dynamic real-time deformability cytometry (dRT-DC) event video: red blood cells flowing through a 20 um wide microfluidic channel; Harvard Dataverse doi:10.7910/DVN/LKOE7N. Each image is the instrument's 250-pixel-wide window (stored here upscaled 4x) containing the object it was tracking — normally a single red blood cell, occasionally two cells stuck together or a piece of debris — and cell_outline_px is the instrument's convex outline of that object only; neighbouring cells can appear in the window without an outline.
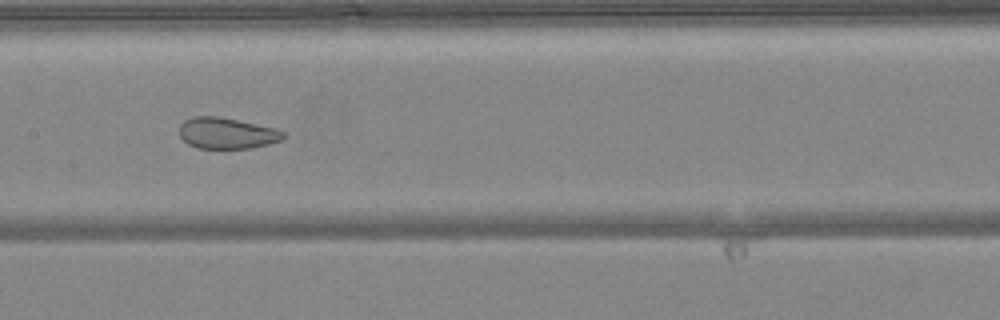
{"species": "common noctule bat (a hibernating species)", "species_latin": "Nyctalus noctula", "temperature_condition": "warm", "stored_images_in_passage": 49, "camera_frame_rate_fps": 3000, "um_per_image_px": 0.085, "animal": {"sex": "female", "body_mass_g": 24.6, "forearm_length_mm": 56.2}, "frame": {"image": 1, "passage_image": 24, "time_ms": 7.667, "image_size_px": [1000, 320], "cell_outline_px": [[284, 136], [280, 140], [268, 144], [252, 148], [196, 148], [188, 144], [180, 136], [180, 124], [184, 120], [192, 116], [216, 116], [276, 128], [284, 132]], "centroid_in_image_um": [19.25, 11.32], "position_along_channel_um": 188.2, "area_um2": 18.73}}
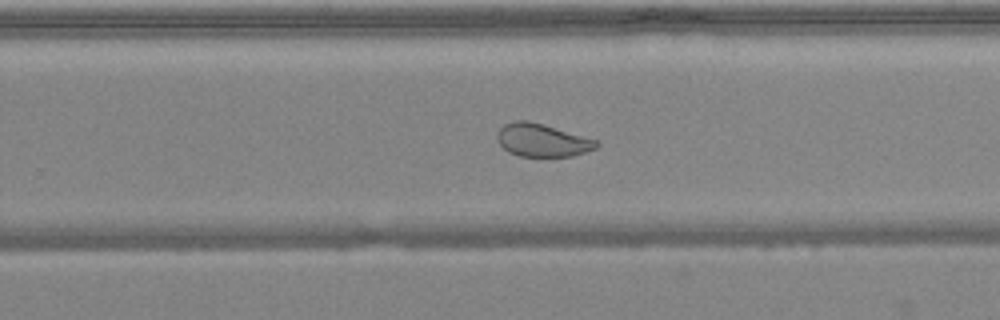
{"frame": {"image": 2, "passage_image": 31, "time_ms": 10.0, "image_size_px": [1000, 320], "cell_outline_px": [[600, 144], [596, 148], [572, 156], [520, 156], [508, 152], [500, 144], [496, 136], [500, 128], [504, 124], [512, 120], [528, 120], [544, 124], [600, 140]], "centroid_in_image_um": [46.11, 11.9], "position_along_channel_um": 283.7, "area_um2": 19.25}}
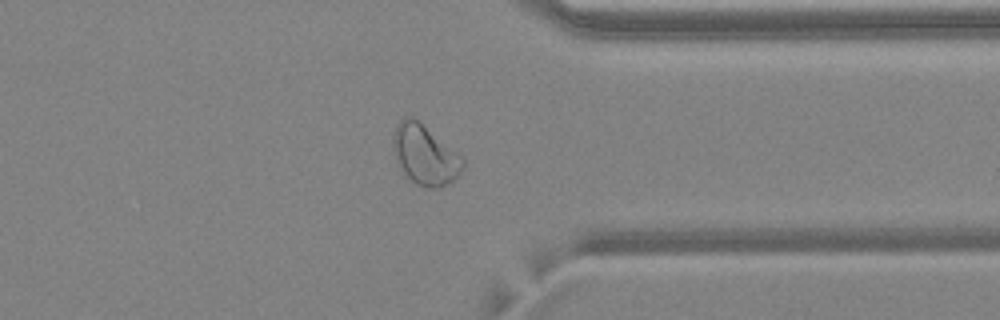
{"frame": {"image": 3, "passage_image": 38, "time_ms": 12.333, "image_size_px": [1000, 320], "cell_outline_px": [[464, 168], [452, 180], [440, 188], [424, 188], [416, 184], [404, 172], [392, 152], [392, 140], [396, 124], [404, 116], [412, 116], [460, 156], [464, 160]], "centroid_in_image_um": [36.07, 13.17], "position_along_channel_um": 375.3, "area_um2": 23.81}, "authors_computed_cell_mechanics": {"area_um2": 25.2008, "velocity_mm_per_s": 4.1208, "shape_relaxation_time_tau1_ms": null, "shape_relaxation_time_tau2_ms": 0.7175, "deformation_change_tau1": null, "deformation_change_tau2": 0.0616}}